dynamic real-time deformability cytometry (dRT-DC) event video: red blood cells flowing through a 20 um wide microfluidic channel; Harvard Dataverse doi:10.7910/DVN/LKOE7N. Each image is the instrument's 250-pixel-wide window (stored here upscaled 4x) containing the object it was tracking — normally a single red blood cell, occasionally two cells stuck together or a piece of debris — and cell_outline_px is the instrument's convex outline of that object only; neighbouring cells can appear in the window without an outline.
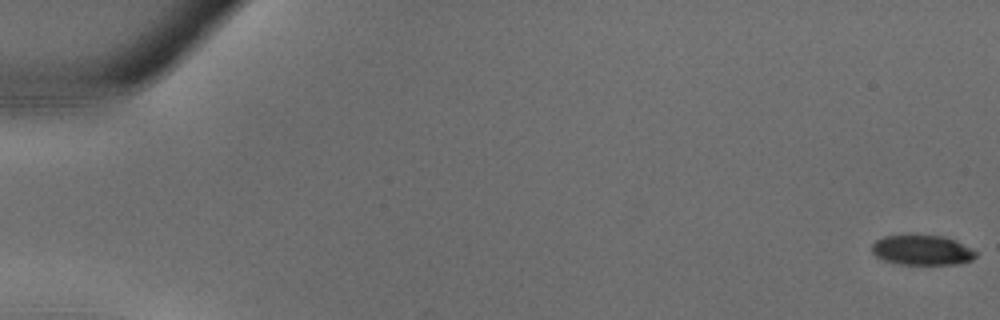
{"species": "common noctule bat (a hibernating species)", "species_latin": "Nyctalus noctula", "temperature_condition": "warm", "stored_images_in_passage": 37, "camera_frame_rate_fps": 3000, "um_per_image_px": 0.085, "animal": {"sex": "male", "body_mass_g": 18.8}, "frame": {"image": 1, "passage_image": 1, "time_ms": 0.0, "image_size_px": [1000, 320], "cell_outline_px": [[976, 256], [972, 260], [956, 264], [900, 264], [884, 260], [876, 256], [872, 252], [872, 244], [876, 240], [884, 236], [944, 236], [956, 240], [972, 248], [976, 252]], "centroid_in_image_um": [78.4, 21.27], "position_along_channel_um": 6.6, "area_um2": 17.98}}
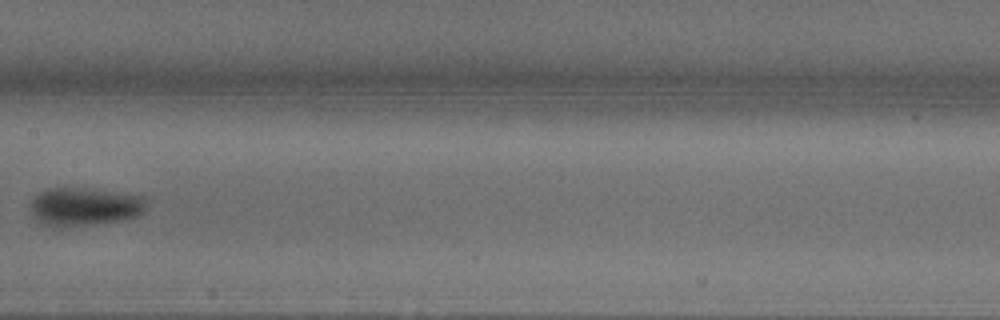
{"frame": {"image": 2, "passage_image": 20, "time_ms": 6.333, "image_size_px": [1000, 320], "cell_outline_px": [[148, 200], [144, 212], [136, 216], [124, 220], [60, 228], [52, 228], [44, 224], [32, 212], [32, 200], [40, 192], [52, 188], [88, 188], [148, 196]], "centroid_in_image_um": [7.27, 17.57], "position_along_channel_um": 200.1, "area_um2": 26.01}}
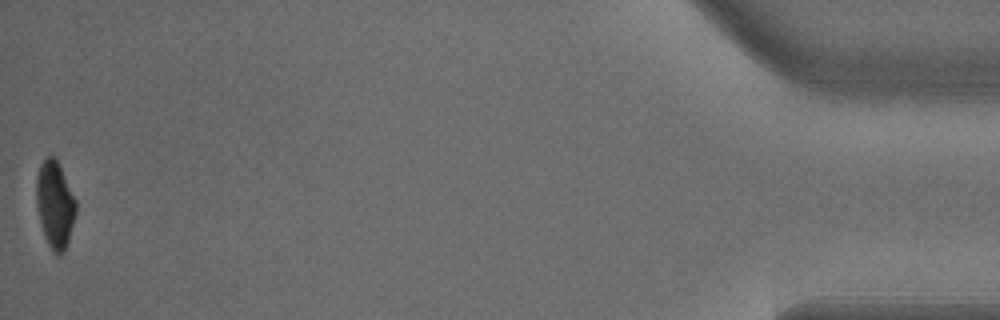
{"frame": {"image": 3, "passage_image": 37, "time_ms": 12.0, "image_size_px": [1000, 320], "cell_outline_px": [[76, 212], [68, 244], [64, 252], [60, 256], [56, 256], [52, 252], [44, 236], [36, 204], [36, 176], [40, 164], [48, 156], [52, 156], [56, 160], [76, 200]], "centroid_in_image_um": [4.66, 17.46], "position_along_channel_um": 430.5, "area_um2": 20.0}}